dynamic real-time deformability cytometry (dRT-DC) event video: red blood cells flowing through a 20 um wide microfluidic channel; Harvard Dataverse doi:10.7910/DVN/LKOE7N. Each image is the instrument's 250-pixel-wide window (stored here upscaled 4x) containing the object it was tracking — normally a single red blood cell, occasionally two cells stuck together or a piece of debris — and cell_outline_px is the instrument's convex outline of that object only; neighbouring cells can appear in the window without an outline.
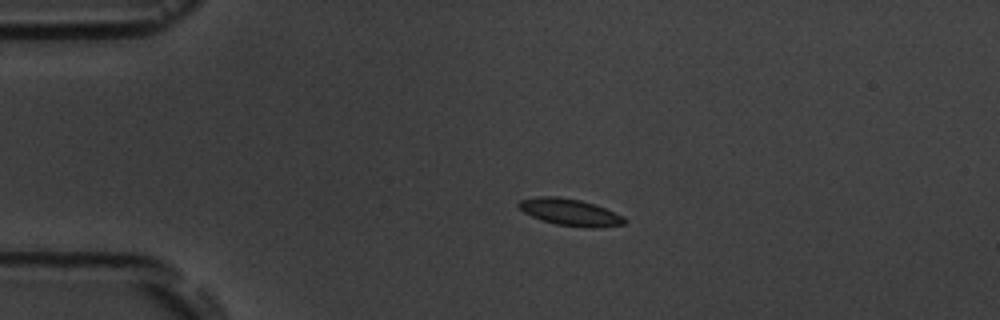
{"species": "common noctule bat (a hibernating species)", "species_latin": "Nyctalus noctula", "temperature_condition": "room temperature", "stored_images_in_passage": 2, "camera_frame_rate_fps": 3000, "um_per_image_px": 0.085, "animal": {"sex": "male", "body_mass_g": 19.5, "forearm_length_mm": 54.6}, "frame": {"image": 1, "passage_image": 1, "time_ms": 0.0, "image_size_px": [1000, 320], "cell_outline_px": [[628, 220], [624, 224], [596, 228], [588, 228], [556, 224], [540, 220], [524, 212], [516, 204], [520, 200], [540, 196], [556, 196], [580, 200], [596, 204], [624, 216]], "centroid_in_image_um": [48.48, 18.04], "position_along_channel_um": 36.5, "area_um2": 16.65}}